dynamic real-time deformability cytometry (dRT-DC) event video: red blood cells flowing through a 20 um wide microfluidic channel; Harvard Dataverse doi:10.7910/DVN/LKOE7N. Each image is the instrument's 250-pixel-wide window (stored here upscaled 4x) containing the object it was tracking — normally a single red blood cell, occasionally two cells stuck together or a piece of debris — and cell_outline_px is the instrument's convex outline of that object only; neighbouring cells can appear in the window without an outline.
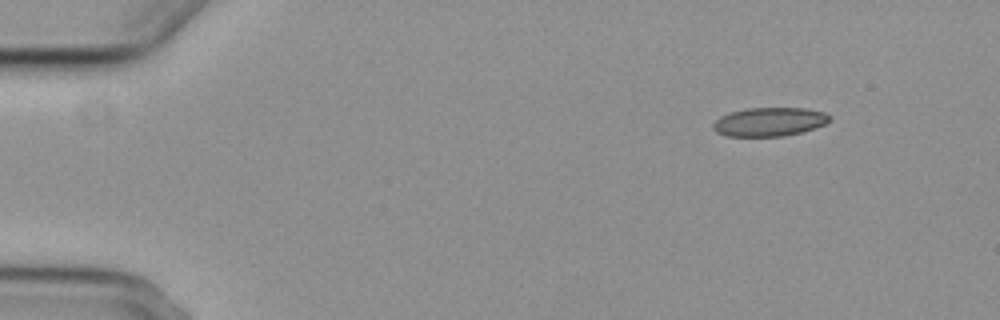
{"species": "common noctule bat (a hibernating species)", "species_latin": "Nyctalus noctula", "temperature_condition": "cold", "stored_images_in_passage": 5, "segment_of_instrument_passage": [1, 2], "camera_frame_rate_fps": 3000, "um_per_image_px": 0.085, "animal": {"sex": "female", "body_mass_g": 29.2, "forearm_length_mm": 56.3}, "frame": {"image": 1, "passage_image": 1, "time_ms": 0.0, "image_size_px": [1000, 320], "cell_outline_px": [[832, 120], [824, 124], [800, 132], [784, 136], [728, 136], [716, 132], [712, 128], [712, 124], [720, 116], [732, 112], [748, 108], [804, 108], [824, 112], [832, 116]], "centroid_in_image_um": [65.4, 10.35], "position_along_channel_um": 19.6, "area_um2": 19.42}}
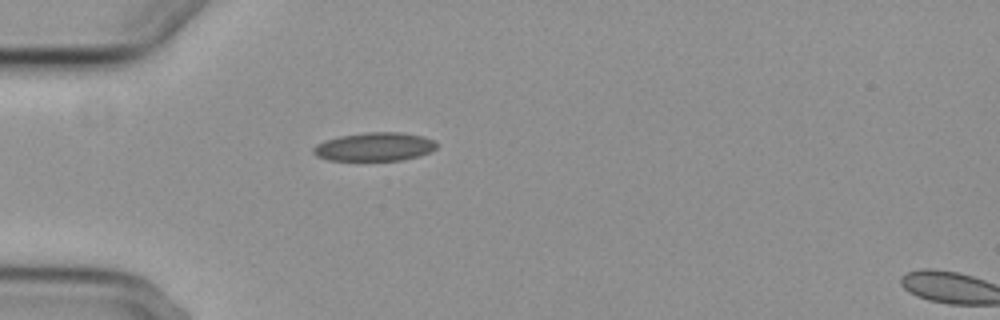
{"frame": {"image": 2, "passage_image": 4, "time_ms": 3.333, "image_size_px": [1000, 320], "cell_outline_px": [[436, 148], [432, 152], [420, 156], [404, 160], [328, 160], [316, 156], [312, 152], [312, 148], [316, 144], [324, 140], [340, 136], [364, 132], [400, 132], [424, 136], [436, 140]], "centroid_in_image_um": [31.86, 12.47], "position_along_channel_um": 53.1, "area_um2": 20.81}}